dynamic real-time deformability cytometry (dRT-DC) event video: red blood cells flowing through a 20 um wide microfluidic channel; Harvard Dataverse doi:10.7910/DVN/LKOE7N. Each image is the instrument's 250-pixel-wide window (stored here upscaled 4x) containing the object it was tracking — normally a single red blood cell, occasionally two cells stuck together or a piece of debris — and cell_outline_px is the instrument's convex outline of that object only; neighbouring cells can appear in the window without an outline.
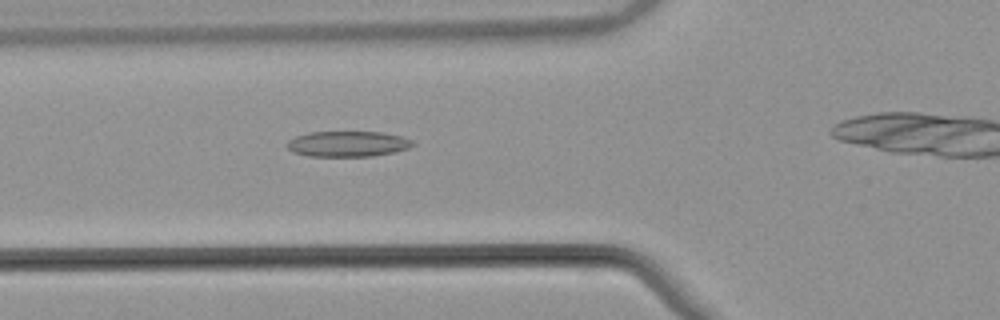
{"species": "common noctule bat (a hibernating species)", "species_latin": "Nyctalus noctula", "temperature_condition": "warm", "stored_images_in_passage": 34, "camera_frame_rate_fps": 3000, "um_per_image_px": 0.085, "animal": {"sex": "male", "body_mass_g": 21.5, "forearm_length_mm": 52.0}, "frame": {"image": 1, "passage_image": 10, "time_ms": 3.0, "image_size_px": [1000, 320], "cell_outline_px": [[416, 144], [408, 148], [392, 152], [372, 156], [308, 156], [292, 152], [284, 144], [288, 140], [296, 136], [308, 132], [380, 132], [400, 136], [412, 140]], "centroid_in_image_um": [29.51, 12.23], "position_along_channel_um": 96.3, "area_um2": 18.73}}
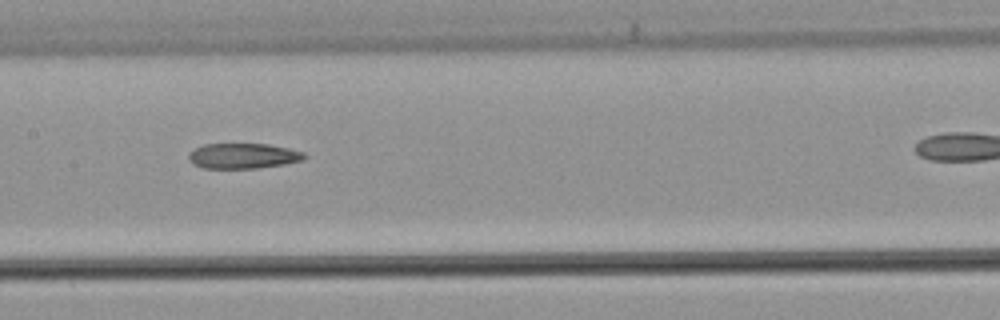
{"frame": {"image": 2, "passage_image": 17, "time_ms": 5.333, "image_size_px": [1000, 320], "cell_outline_px": [[308, 156], [300, 160], [284, 164], [256, 168], [204, 168], [188, 160], [188, 152], [204, 144], [268, 144], [288, 148], [304, 152]], "centroid_in_image_um": [20.66, 13.24], "position_along_channel_um": 186.7, "area_um2": 16.94}}
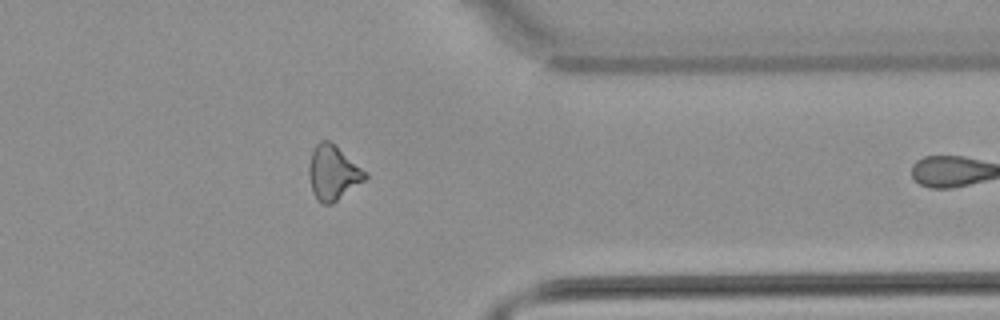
{"frame": {"image": 3, "passage_image": 33, "time_ms": 10.667, "image_size_px": [1000, 320], "cell_outline_px": [[368, 176], [364, 180], [332, 204], [320, 204], [312, 192], [308, 176], [308, 164], [312, 152], [316, 144], [320, 140], [328, 140], [336, 144], [368, 172]], "centroid_in_image_um": [28.3, 14.66], "position_along_channel_um": 383.1, "area_um2": 18.21}}